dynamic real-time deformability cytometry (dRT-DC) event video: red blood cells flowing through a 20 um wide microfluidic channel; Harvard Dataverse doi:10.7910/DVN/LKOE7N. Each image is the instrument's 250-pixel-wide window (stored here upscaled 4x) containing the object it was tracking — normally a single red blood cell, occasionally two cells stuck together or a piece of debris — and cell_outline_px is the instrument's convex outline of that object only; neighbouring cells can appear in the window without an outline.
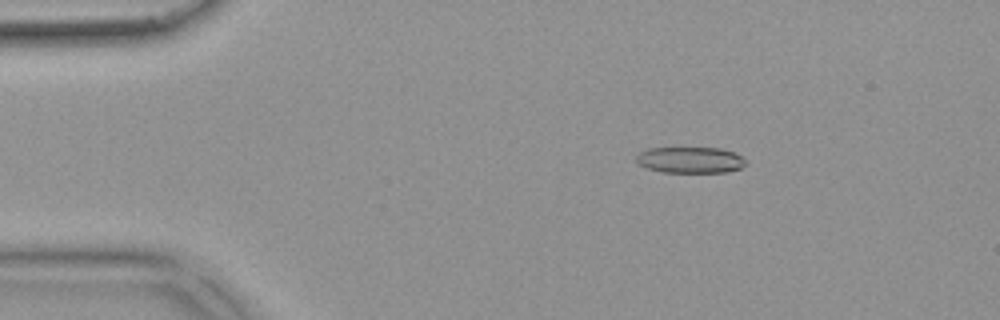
{"species": "common noctule bat (a hibernating species)", "species_latin": "Nyctalus noctula", "temperature_condition": "warm", "stored_images_in_passage": 53, "camera_frame_rate_fps": 3000, "um_per_image_px": 0.085, "animal": {"sex": "female", "body_mass_g": 18.4}, "frame": {"image": 1, "passage_image": 9, "time_ms": 2.667, "image_size_px": [1000, 320], "cell_outline_px": [[744, 164], [740, 168], [728, 172], [664, 172], [648, 168], [636, 164], [636, 156], [640, 152], [648, 148], [720, 148], [736, 152], [744, 160]], "centroid_in_image_um": [58.64, 13.59], "position_along_channel_um": 26.4, "area_um2": 16.65}}
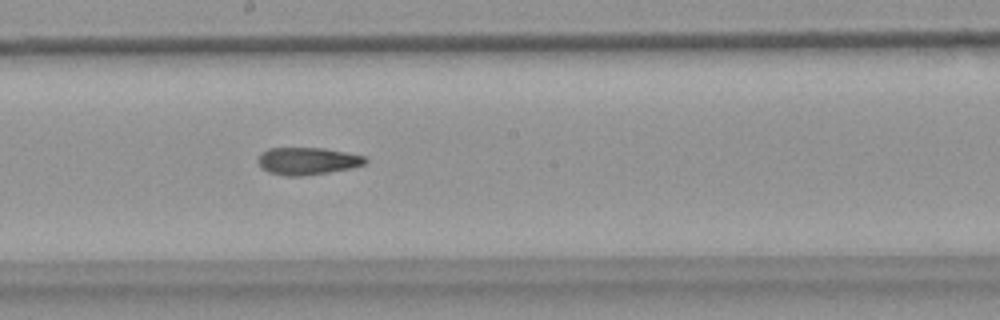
{"frame": {"image": 2, "passage_image": 29, "time_ms": 9.333, "image_size_px": [1000, 320], "cell_outline_px": [[368, 160], [364, 164], [352, 168], [328, 172], [300, 176], [284, 176], [268, 172], [260, 168], [256, 160], [260, 152], [268, 148], [324, 148], [364, 156]], "centroid_in_image_um": [26.06, 13.69], "position_along_channel_um": 222.1, "area_um2": 17.22}}
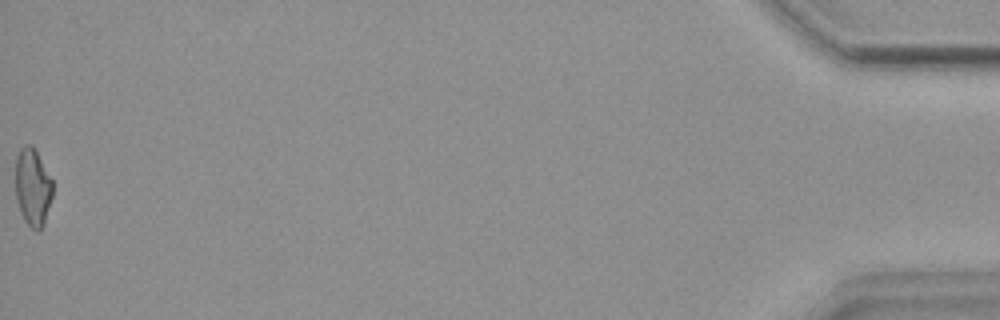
{"frame": {"image": 3, "passage_image": 53, "time_ms": 17.333, "image_size_px": [1000, 320], "cell_outline_px": [[52, 196], [44, 224], [36, 232], [24, 220], [20, 212], [16, 200], [16, 156], [20, 148], [24, 144], [32, 144], [52, 180]], "centroid_in_image_um": [2.76, 15.9], "position_along_channel_um": 432.4, "area_um2": 16.76}, "authors_computed_cell_mechanics": {"area_um2": 17.5134, "velocity_mm_per_s": 3.8904, "shape_relaxation_time_tau1_ms": null, "shape_relaxation_time_tau2_ms": 7.2181, "deformation_change_tau1": null, "deformation_change_tau2": 0.1927}}